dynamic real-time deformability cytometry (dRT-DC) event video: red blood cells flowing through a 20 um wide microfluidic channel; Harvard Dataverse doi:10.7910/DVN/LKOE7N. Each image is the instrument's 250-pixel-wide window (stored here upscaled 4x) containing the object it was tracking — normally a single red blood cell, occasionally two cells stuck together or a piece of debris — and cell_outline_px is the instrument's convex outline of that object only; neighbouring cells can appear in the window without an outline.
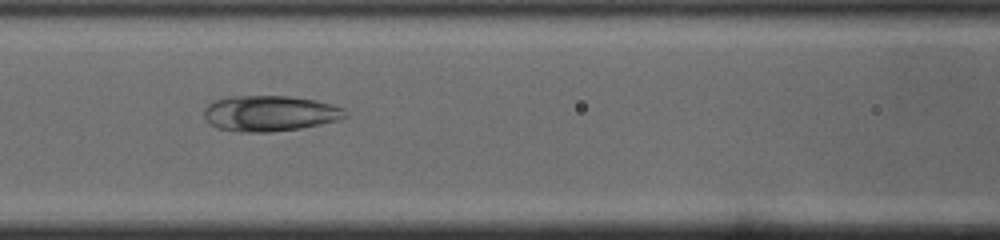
{"species": "common noctule bat (a hibernating species)", "species_latin": "Nyctalus noctula", "temperature_condition": "cold", "stored_images_in_passage": 41, "segment_of_instrument_passage": [1, 2], "camera_frame_rate_fps": 3000, "um_per_image_px": 0.085, "animal": {"sex": "male", "body_mass_g": 19.0, "forearm_length_mm": 50.8}, "frame": {"image": 1, "passage_image": 10, "time_ms": 3.0, "image_size_px": [1000, 240], "cell_outline_px": [[344, 116], [336, 120], [300, 128], [272, 132], [240, 132], [216, 128], [204, 116], [204, 108], [208, 104], [216, 100], [228, 96], [292, 96], [316, 100], [344, 108]], "centroid_in_image_um": [22.88, 9.63], "position_along_channel_um": 143.7, "area_um2": 29.13}}
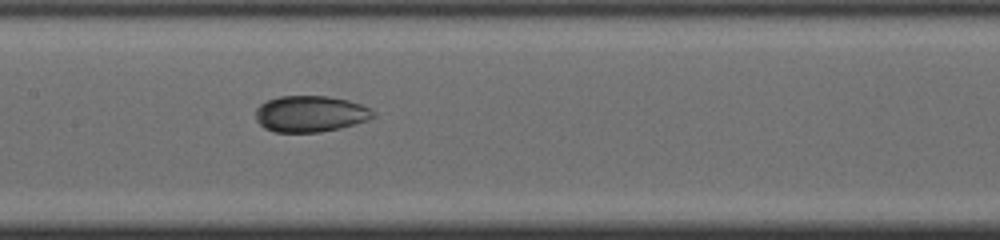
{"frame": {"image": 2, "passage_image": 13, "time_ms": 4.0, "image_size_px": [1000, 240], "cell_outline_px": [[372, 116], [364, 120], [340, 128], [320, 132], [276, 132], [264, 128], [256, 120], [256, 108], [260, 104], [268, 100], [280, 96], [328, 96], [348, 100], [360, 104], [368, 108], [372, 112]], "centroid_in_image_um": [26.3, 9.67], "position_along_channel_um": 181.1, "area_um2": 24.45}}
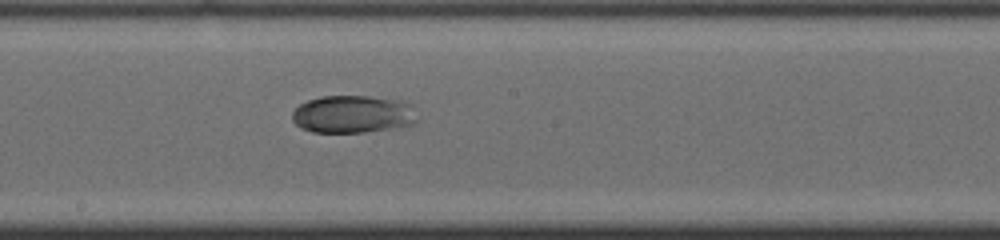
{"frame": {"image": 3, "passage_image": 16, "time_ms": 5.0, "image_size_px": [1000, 240], "cell_outline_px": [[416, 120], [412, 124], [364, 132], [312, 132], [300, 128], [292, 120], [292, 112], [300, 104], [308, 100], [320, 96], [372, 96], [400, 100], [408, 104]], "centroid_in_image_um": [29.9, 9.7], "position_along_channel_um": 218.3, "area_um2": 27.05}}